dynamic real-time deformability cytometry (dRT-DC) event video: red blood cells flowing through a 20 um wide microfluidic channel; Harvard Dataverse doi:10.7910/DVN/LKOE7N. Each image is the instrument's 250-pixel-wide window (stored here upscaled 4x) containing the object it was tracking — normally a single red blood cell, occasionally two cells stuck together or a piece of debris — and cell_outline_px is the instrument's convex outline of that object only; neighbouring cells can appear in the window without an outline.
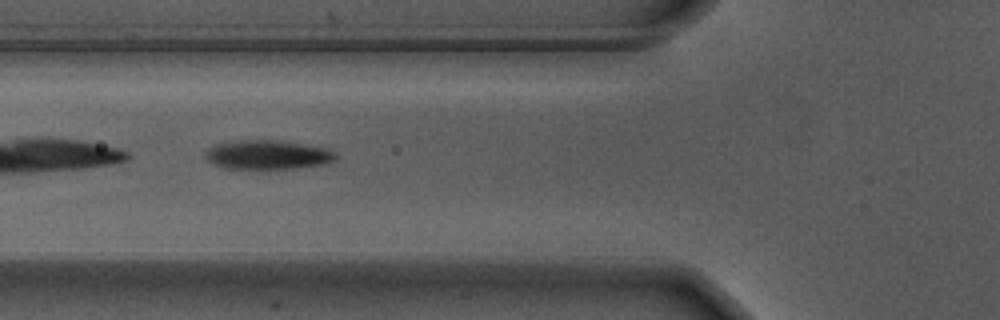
{"species": "Egyptian fruit bat (a non-hibernating species)", "species_latin": "Rousettus aegyptiacus", "temperature_condition": "warm", "stored_images_in_passage": 22, "camera_frame_rate_fps": 3000, "um_per_image_px": 0.085, "animal": {"sex": "male"}, "frame": {"image": 1, "passage_image": 4, "time_ms": 1.0, "image_size_px": [1000, 320], "cell_outline_px": [[336, 160], [328, 164], [296, 168], [224, 168], [212, 164], [204, 156], [204, 152], [208, 148], [216, 144], [228, 140], [280, 140], [328, 148], [336, 156]], "centroid_in_image_um": [22.72, 13.14], "position_along_channel_um": 103.1, "area_um2": 22.37}}
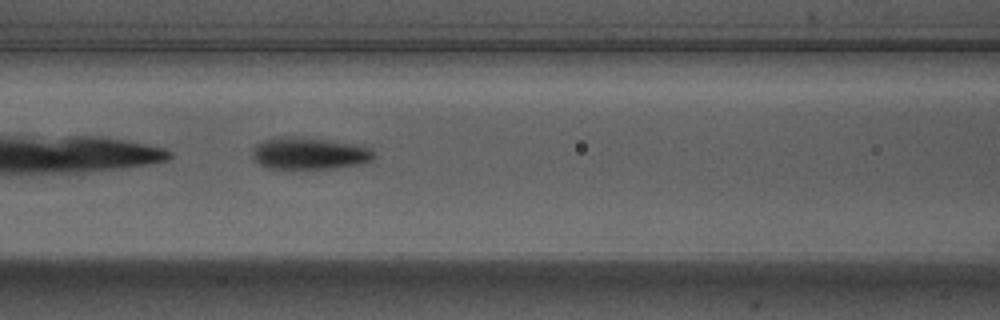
{"frame": {"image": 2, "passage_image": 7, "time_ms": 2.0, "image_size_px": [1000, 320], "cell_outline_px": [[376, 156], [372, 160], [364, 164], [336, 168], [268, 168], [260, 164], [252, 156], [252, 148], [256, 144], [264, 140], [280, 136], [296, 136], [364, 144], [372, 148]], "centroid_in_image_um": [26.37, 13.02], "position_along_channel_um": 140.2, "area_um2": 23.18}}